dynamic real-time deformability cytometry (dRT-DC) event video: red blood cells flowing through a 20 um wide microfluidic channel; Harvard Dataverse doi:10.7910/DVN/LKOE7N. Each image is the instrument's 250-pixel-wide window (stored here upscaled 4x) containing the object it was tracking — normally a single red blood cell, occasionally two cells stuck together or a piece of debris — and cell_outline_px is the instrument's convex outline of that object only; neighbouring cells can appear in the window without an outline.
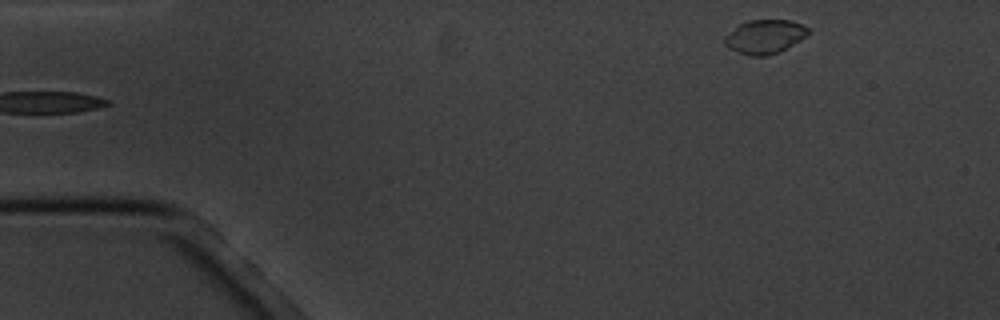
{"species": "common noctule bat (a hibernating species)", "species_latin": "Nyctalus noctula", "temperature_condition": "cold", "stored_images_in_passage": 6, "segment_of_instrument_passage": [2, 2], "camera_frame_rate_fps": 3000, "um_per_image_px": 0.085, "animal": {"sex": "male", "body_mass_g": 20.1, "forearm_length_mm": 53.5}, "frame": {"image": 1, "passage_image": 6, "time_ms": 6.0, "image_size_px": [1000, 320], "cell_outline_px": [[808, 36], [768, 56], [752, 56], [728, 48], [724, 44], [724, 36], [740, 24], [748, 20], [792, 20], [808, 28]], "centroid_in_image_um": [64.99, 3.11], "position_along_channel_um": 20.0, "area_um2": 16.24}}